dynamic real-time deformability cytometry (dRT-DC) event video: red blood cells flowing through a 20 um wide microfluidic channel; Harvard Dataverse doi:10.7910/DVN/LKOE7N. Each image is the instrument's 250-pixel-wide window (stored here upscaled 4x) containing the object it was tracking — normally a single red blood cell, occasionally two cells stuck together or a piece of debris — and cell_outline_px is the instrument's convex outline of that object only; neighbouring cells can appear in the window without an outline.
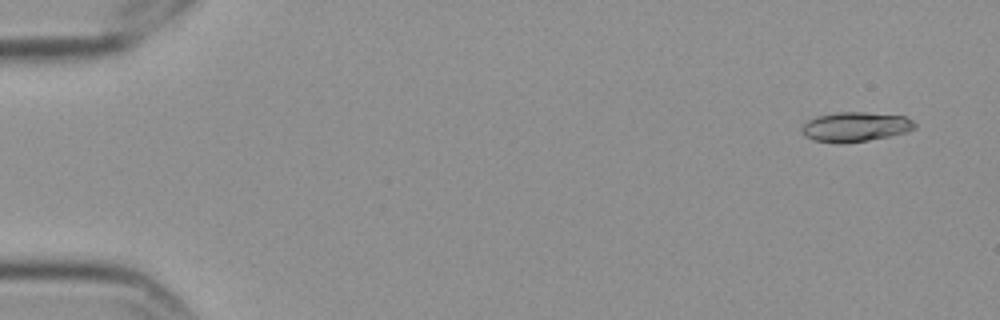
{"species": "Egyptian fruit bat (a non-hibernating species)", "species_latin": "Rousettus aegyptiacus", "temperature_condition": "cold", "stored_images_in_passage": 6, "camera_frame_rate_fps": 3000, "um_per_image_px": 0.085, "frame": {"image": 1, "passage_image": 2, "time_ms": 0.333, "image_size_px": [1000, 320], "cell_outline_px": [[916, 128], [904, 132], [888, 136], [868, 140], [840, 144], [812, 140], [804, 136], [804, 124], [808, 120], [820, 116], [840, 112], [864, 112], [904, 116], [912, 120], [916, 124]], "centroid_in_image_um": [72.72, 10.79], "position_along_channel_um": 12.3, "area_um2": 19.19}}
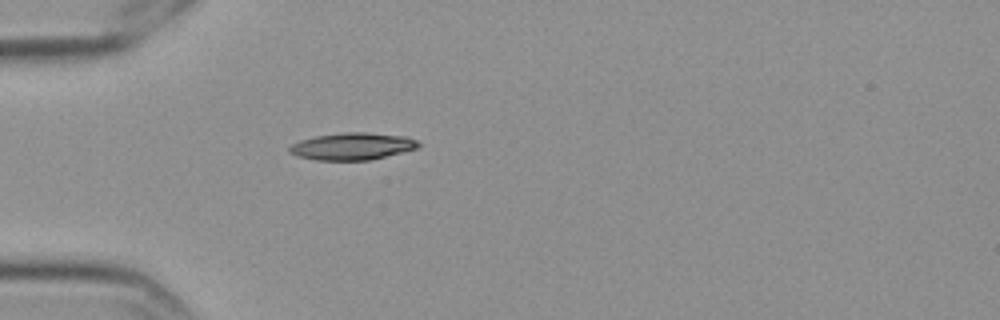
{"frame": {"image": 2, "passage_image": 6, "time_ms": 1.667, "image_size_px": [1000, 320], "cell_outline_px": [[420, 144], [416, 148], [368, 160], [316, 160], [296, 156], [288, 152], [288, 148], [292, 144], [300, 140], [316, 136], [344, 132], [364, 132], [404, 136], [416, 140]], "centroid_in_image_um": [29.88, 12.43], "position_along_channel_um": 55.1, "area_um2": 20.11}}